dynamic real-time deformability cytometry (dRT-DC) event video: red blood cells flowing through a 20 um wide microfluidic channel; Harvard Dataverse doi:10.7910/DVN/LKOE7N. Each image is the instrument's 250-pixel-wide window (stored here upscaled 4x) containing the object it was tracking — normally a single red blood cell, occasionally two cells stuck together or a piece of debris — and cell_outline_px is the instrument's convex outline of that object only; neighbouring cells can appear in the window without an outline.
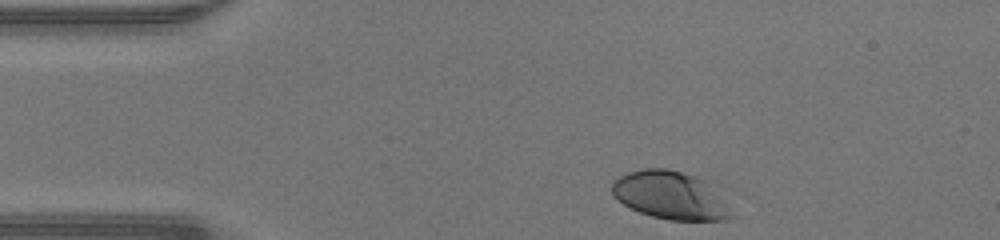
{"species": "human", "species_latin": "Homo sapiens", "temperature_condition": "warm", "stored_images_in_passage": 32, "camera_frame_rate_fps": 3000, "um_per_image_px": 0.085, "donor": {"sex": "male"}, "frame": {"image": 1, "passage_image": 1, "time_ms": 0.0, "image_size_px": [1000, 240], "cell_outline_px": [[736, 216], [724, 220], [668, 220], [652, 216], [640, 212], [624, 204], [612, 196], [612, 180], [628, 172], [640, 168], [668, 168], [720, 184], [728, 188]], "centroid_in_image_um": [57.22, 16.59], "position_along_channel_um": 27.8, "area_um2": 35.43}}
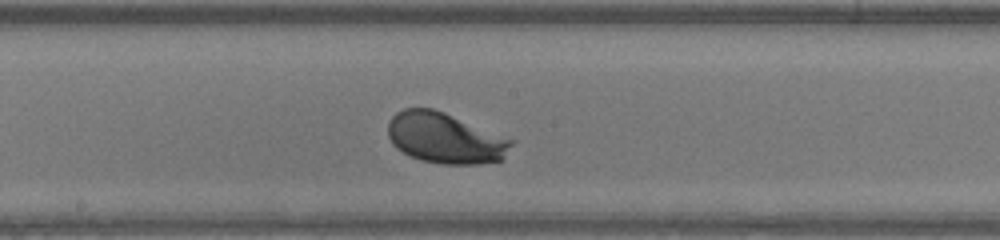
{"frame": {"image": 2, "passage_image": 18, "time_ms": 5.667, "image_size_px": [1000, 240], "cell_outline_px": [[516, 140], [504, 156], [500, 160], [480, 164], [444, 164], [420, 160], [408, 156], [396, 148], [392, 144], [388, 136], [388, 124], [392, 116], [396, 112], [404, 108], [432, 108], [444, 112]], "centroid_in_image_um": [37.82, 11.74], "position_along_channel_um": 210.4, "area_um2": 36.65}}
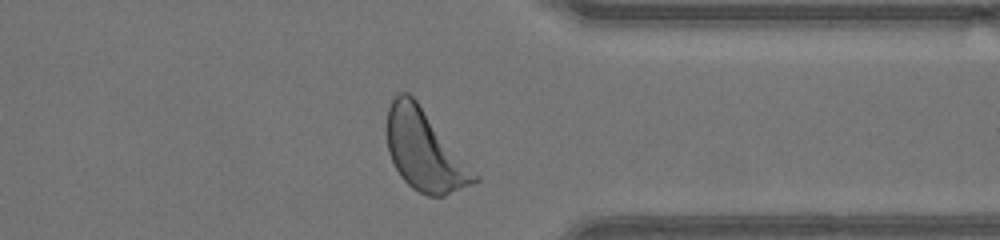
{"frame": {"image": 3, "passage_image": 30, "time_ms": 9.667, "image_size_px": [1000, 240], "cell_outline_px": [[480, 180], [472, 184], [444, 196], [428, 196], [412, 188], [400, 176], [388, 152], [388, 108], [392, 100], [400, 92], [408, 92], [416, 100], [480, 176]], "centroid_in_image_um": [36.12, 12.82], "position_along_channel_um": 375.3, "area_um2": 40.58}, "authors_computed_cell_mechanics": {"area_um2": 35.7493, "velocity_mm_per_s": 4.2852, "shape_relaxation_time_tau1_ms": 1.204, "shape_relaxation_time_tau2_ms": 7.9474, "deformation_change_tau1": 0.1368, "deformation_change_tau2": 0.2301}}